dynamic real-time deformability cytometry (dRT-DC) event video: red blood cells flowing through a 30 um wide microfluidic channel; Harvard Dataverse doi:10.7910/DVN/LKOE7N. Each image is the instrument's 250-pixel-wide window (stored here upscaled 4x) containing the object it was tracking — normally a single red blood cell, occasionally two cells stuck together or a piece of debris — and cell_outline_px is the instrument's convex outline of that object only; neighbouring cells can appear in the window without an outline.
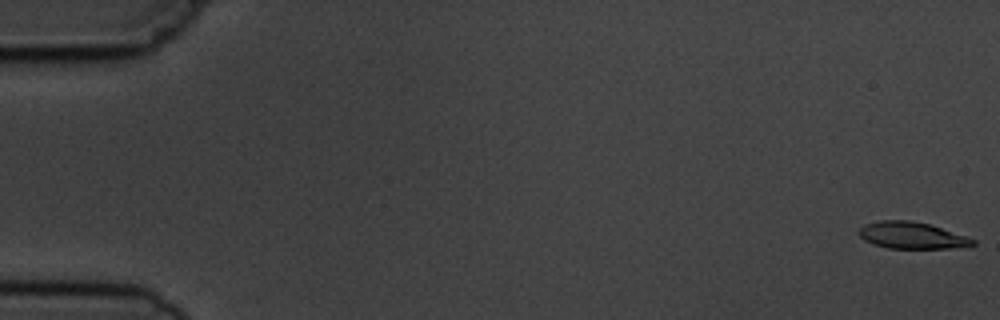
{"species": "common noctule bat (a hibernating species)", "species_latin": "Nyctalus noctula", "temperature_condition": "cold", "stored_images_in_passage": 11, "camera_frame_rate_fps": 3000, "um_per_image_px": 0.085, "animal": {"sex": "male", "body_mass_g": 19.5, "forearm_length_mm": 54.6}, "frame": {"image": 1, "passage_image": 1, "time_ms": 0.0, "image_size_px": [1000, 320], "cell_outline_px": [[976, 244], [948, 248], [888, 248], [872, 244], [864, 240], [856, 232], [864, 224], [880, 220], [908, 220], [928, 224], [976, 240]], "centroid_in_image_um": [77.41, 20.0], "position_along_channel_um": 7.6, "area_um2": 17.46}}
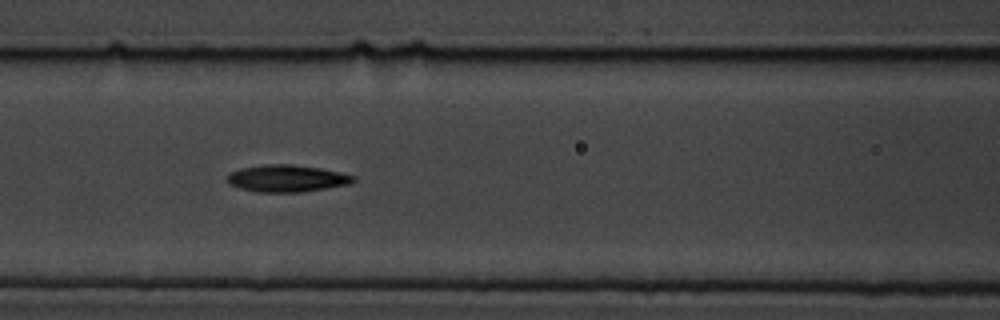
{"frame": {"image": 2, "passage_image": 7, "time_ms": 7.667, "image_size_px": [1000, 320], "cell_outline_px": [[356, 180], [348, 184], [300, 192], [256, 192], [240, 188], [228, 184], [228, 172], [240, 168], [264, 164], [292, 164], [320, 168], [340, 172], [356, 176]], "centroid_in_image_um": [24.35, 15.15], "position_along_channel_um": 142.3, "area_um2": 19.88}}
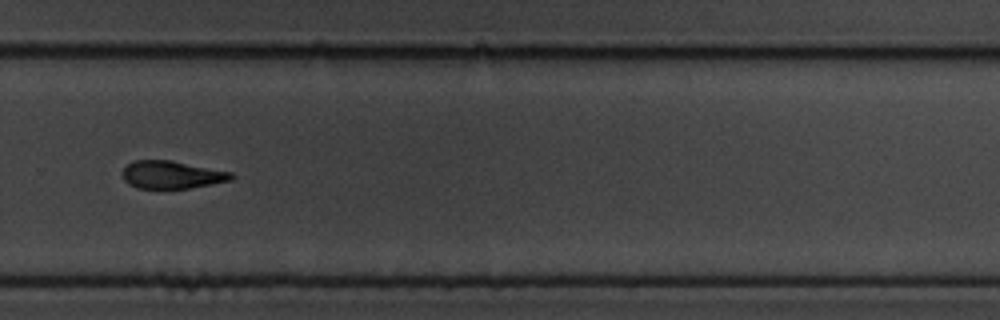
{"frame": {"image": 3, "passage_image": 11, "time_ms": 12.333, "image_size_px": [1000, 320], "cell_outline_px": [[236, 176], [232, 180], [188, 188], [136, 188], [128, 184], [124, 180], [124, 168], [132, 160], [172, 160], [232, 172]], "centroid_in_image_um": [14.62, 14.84], "position_along_channel_um": 315.2, "area_um2": 17.57}}